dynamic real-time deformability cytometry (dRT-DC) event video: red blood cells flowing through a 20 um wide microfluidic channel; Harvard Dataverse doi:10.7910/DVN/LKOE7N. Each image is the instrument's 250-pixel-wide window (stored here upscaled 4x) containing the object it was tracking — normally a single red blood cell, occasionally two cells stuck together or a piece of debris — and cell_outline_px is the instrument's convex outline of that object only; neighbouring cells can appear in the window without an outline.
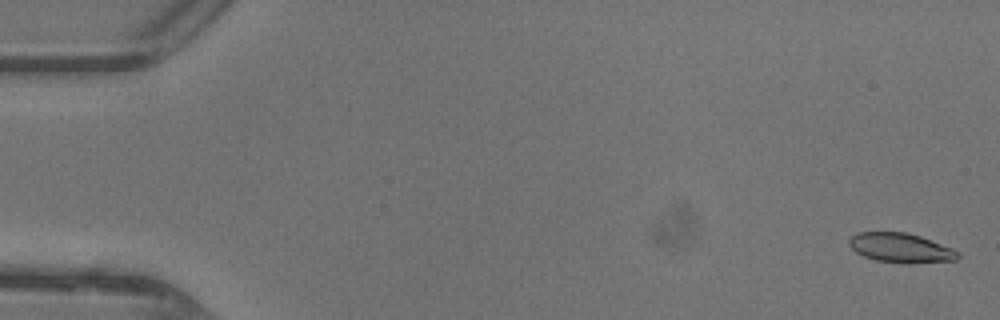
{"species": "common noctule bat (a hibernating species)", "species_latin": "Nyctalus noctula", "temperature_condition": "warm", "stored_images_in_passage": 7, "camera_frame_rate_fps": 3000, "um_per_image_px": 0.085, "animal": {"sex": "female"}, "frame": {"image": 1, "passage_image": 2, "time_ms": 0.333, "image_size_px": [1000, 320], "cell_outline_px": [[960, 256], [956, 260], [904, 264], [876, 260], [864, 256], [856, 252], [848, 244], [848, 240], [856, 232], [904, 232], [920, 236], [952, 248], [960, 252]], "centroid_in_image_um": [76.56, 21.07], "position_along_channel_um": 8.4, "area_um2": 18.73}}